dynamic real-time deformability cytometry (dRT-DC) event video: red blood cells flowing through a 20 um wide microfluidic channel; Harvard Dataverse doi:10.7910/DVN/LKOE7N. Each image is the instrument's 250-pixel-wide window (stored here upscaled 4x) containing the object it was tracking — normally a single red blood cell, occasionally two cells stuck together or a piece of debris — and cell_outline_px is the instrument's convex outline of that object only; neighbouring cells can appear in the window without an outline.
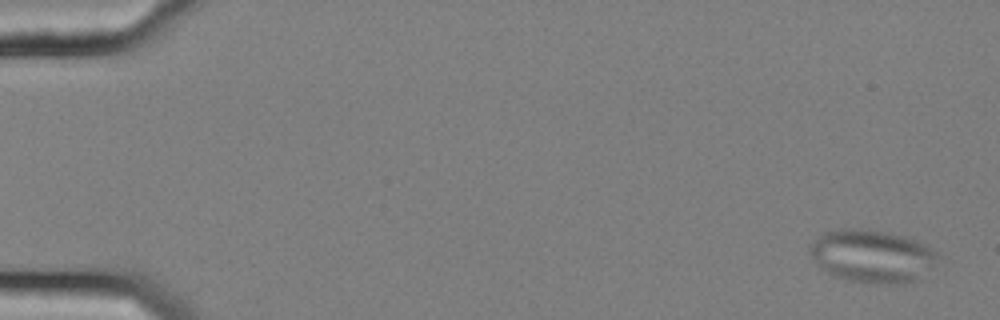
{"species": "common noctule bat (a hibernating species)", "species_latin": "Nyctalus noctula", "temperature_condition": "cold", "stored_images_in_passage": 55, "camera_frame_rate_fps": 3000, "um_per_image_px": 0.085, "animal": {"sex": "female", "body_mass_g": 25.1}, "frame": {"image": 1, "passage_image": 1, "time_ms": 0.0, "image_size_px": [1000, 320], "cell_outline_px": [[940, 256], [932, 268], [916, 280], [900, 284], [884, 284], [848, 280], [836, 276], [820, 268], [808, 252], [808, 248], [824, 232], [844, 228], [860, 228], [884, 232], [900, 236], [924, 244], [936, 252]], "centroid_in_image_um": [74.12, 21.78], "position_along_channel_um": 10.9, "area_um2": 38.96}}
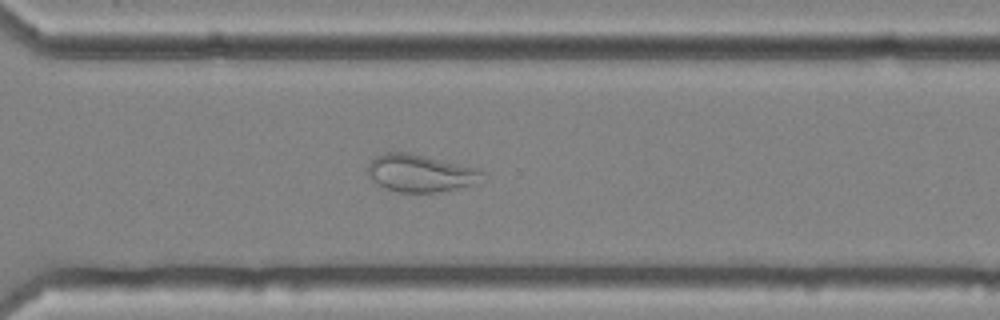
{"frame": {"image": 2, "passage_image": 40, "time_ms": 13.0, "image_size_px": [1000, 320], "cell_outline_px": [[484, 172], [472, 184], [460, 188], [436, 192], [396, 192], [384, 188], [376, 184], [368, 176], [368, 164], [376, 156], [384, 152], [408, 152], [480, 168]], "centroid_in_image_um": [35.68, 14.71], "position_along_channel_um": 334.9, "area_um2": 24.97}}
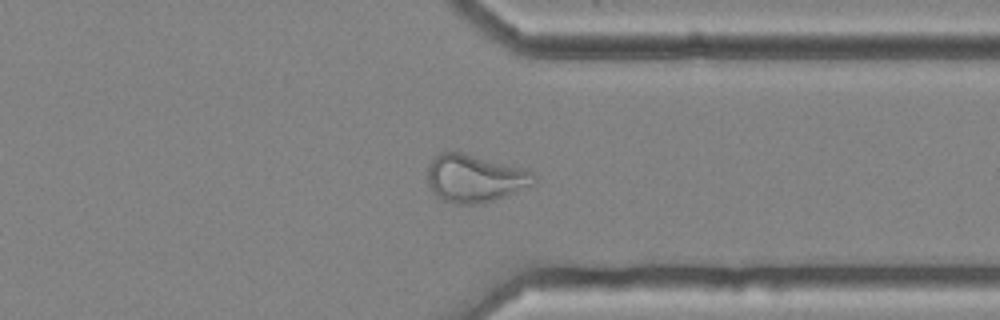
{"frame": {"image": 3, "passage_image": 43, "time_ms": 14.0, "image_size_px": [1000, 320], "cell_outline_px": [[536, 180], [532, 184], [516, 192], [480, 204], [456, 204], [440, 200], [432, 192], [428, 184], [428, 164], [440, 152], [460, 152], [524, 168], [532, 172], [536, 176]], "centroid_in_image_um": [40.32, 15.17], "position_along_channel_um": 371.1, "area_um2": 29.48}}